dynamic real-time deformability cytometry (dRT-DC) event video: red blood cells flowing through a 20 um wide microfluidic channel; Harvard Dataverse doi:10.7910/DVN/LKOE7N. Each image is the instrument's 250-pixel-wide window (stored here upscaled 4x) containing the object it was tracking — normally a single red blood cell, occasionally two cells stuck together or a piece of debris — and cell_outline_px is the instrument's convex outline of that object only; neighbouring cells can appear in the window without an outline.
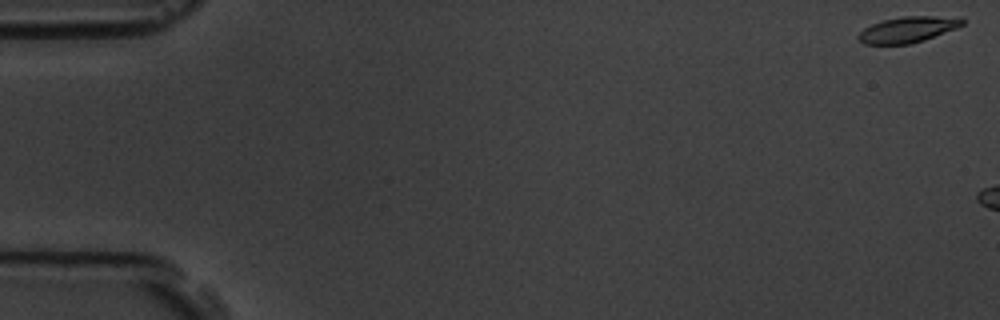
{"species": "common noctule bat (a hibernating species)", "species_latin": "Nyctalus noctula", "temperature_condition": "room temperature", "stored_images_in_passage": 6, "camera_frame_rate_fps": 3000, "um_per_image_px": 0.085, "animal": {"sex": "male", "body_mass_g": 19.5, "forearm_length_mm": 54.6}, "frame": {"image": 1, "passage_image": 1, "time_ms": 0.0, "image_size_px": [1000, 320], "cell_outline_px": [[964, 24], [956, 28], [924, 40], [908, 44], [864, 44], [856, 40], [856, 36], [864, 28], [872, 24], [884, 20], [904, 16], [932, 16], [964, 20]], "centroid_in_image_um": [77.07, 2.53], "position_along_channel_um": 7.9, "area_um2": 15.37}}